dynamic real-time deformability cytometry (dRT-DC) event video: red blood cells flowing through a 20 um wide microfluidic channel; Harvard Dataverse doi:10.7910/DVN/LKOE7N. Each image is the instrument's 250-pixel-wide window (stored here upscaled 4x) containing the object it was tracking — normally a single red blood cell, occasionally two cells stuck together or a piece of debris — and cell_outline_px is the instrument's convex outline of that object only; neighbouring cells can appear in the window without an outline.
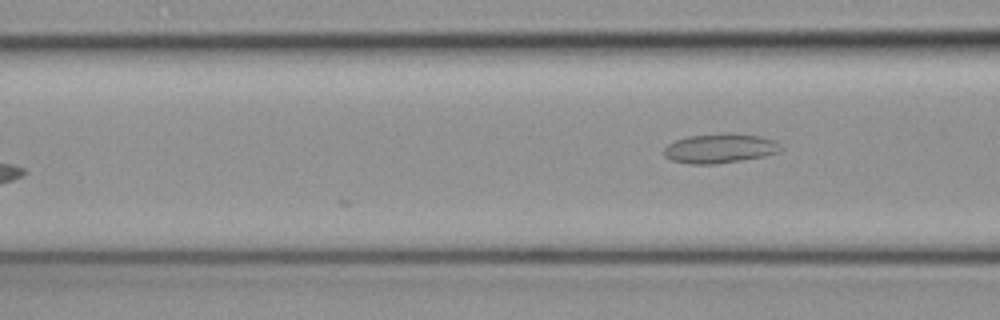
{"species": "common noctule bat (a hibernating species)", "species_latin": "Nyctalus noctula", "temperature_condition": "cold", "stored_images_in_passage": 7, "segment_of_instrument_passage": [2, 2], "camera_frame_rate_fps": 3000, "um_per_image_px": 0.085, "animal": {"sex": "female", "body_mass_g": 19.3, "forearm_length_mm": 54.1}, "frame": {"image": 1, "passage_image": 7, "time_ms": 2.0, "image_size_px": [1000, 320], "cell_outline_px": [[784, 148], [780, 152], [764, 156], [716, 164], [688, 164], [672, 160], [664, 156], [664, 148], [668, 144], [676, 140], [688, 136], [760, 136], [776, 140]], "centroid_in_image_um": [61.2, 12.66], "position_along_channel_um": 105.4, "area_um2": 19.25}}